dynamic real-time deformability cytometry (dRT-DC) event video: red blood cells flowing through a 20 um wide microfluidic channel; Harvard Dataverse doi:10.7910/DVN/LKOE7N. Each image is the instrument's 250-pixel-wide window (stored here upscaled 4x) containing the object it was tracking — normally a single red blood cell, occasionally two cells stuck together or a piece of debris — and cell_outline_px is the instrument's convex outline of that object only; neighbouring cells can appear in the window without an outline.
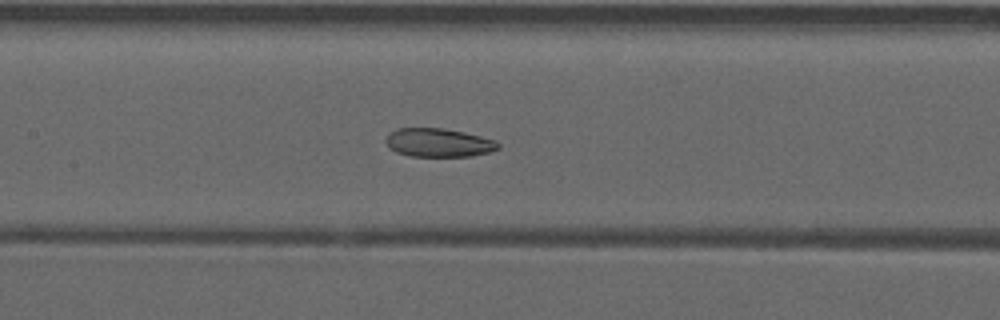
{"species": "common noctule bat (a hibernating species)", "species_latin": "Nyctalus noctula", "temperature_condition": "warm", "stored_images_in_passage": 37, "camera_frame_rate_fps": 3000, "um_per_image_px": 0.085, "animal": {"sex": "male", "forearm_length_mm": 52.5}, "frame": {"image": 1, "passage_image": 10, "time_ms": 3.0, "image_size_px": [1000, 320], "cell_outline_px": [[500, 148], [488, 152], [472, 156], [412, 156], [396, 152], [388, 148], [384, 140], [396, 128], [444, 128], [464, 132], [496, 140], [500, 144]], "centroid_in_image_um": [37.28, 12.12], "position_along_channel_um": 170.1, "area_um2": 18.73}}
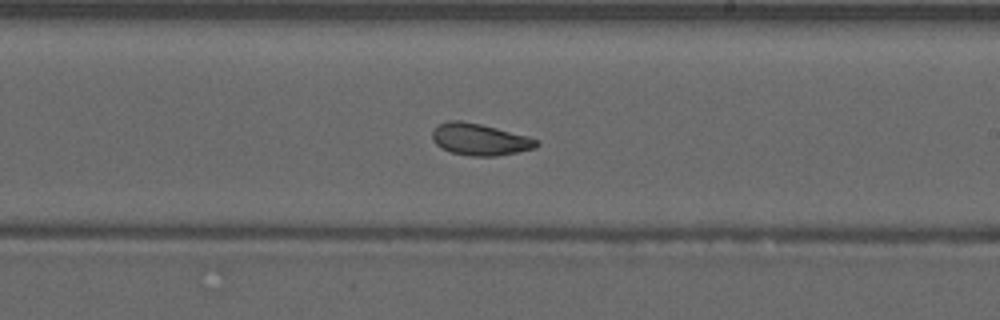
{"frame": {"image": 2, "passage_image": 16, "time_ms": 5.0, "image_size_px": [1000, 320], "cell_outline_px": [[540, 144], [536, 148], [496, 156], [472, 156], [452, 152], [440, 148], [432, 140], [432, 132], [440, 124], [448, 120], [460, 120], [480, 124], [528, 136], [540, 140]], "centroid_in_image_um": [40.8, 11.85], "position_along_channel_um": 248.2, "area_um2": 19.25}}
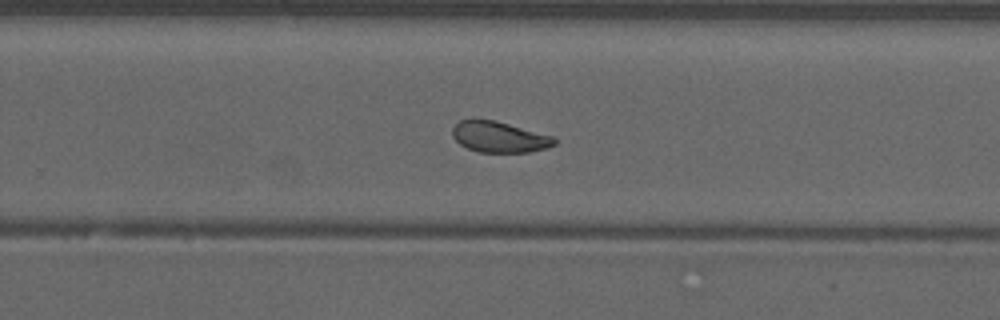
{"frame": {"image": 3, "passage_image": 19, "time_ms": 6.0, "image_size_px": [1000, 320], "cell_outline_px": [[556, 144], [548, 148], [528, 152], [480, 152], [468, 148], [460, 144], [452, 136], [452, 128], [460, 120], [472, 116], [476, 116], [496, 120], [556, 136]], "centroid_in_image_um": [42.44, 11.59], "position_along_channel_um": 287.4, "area_um2": 19.07}, "authors_computed_cell_mechanics": {"area_um2": 19.4786, "velocity_mm_per_s": 3.9292, "shape_relaxation_time_tau1_ms": null, "shape_relaxation_time_tau2_ms": 2.6524, "deformation_change_tau1": null, "deformation_change_tau2": 0.0899}}